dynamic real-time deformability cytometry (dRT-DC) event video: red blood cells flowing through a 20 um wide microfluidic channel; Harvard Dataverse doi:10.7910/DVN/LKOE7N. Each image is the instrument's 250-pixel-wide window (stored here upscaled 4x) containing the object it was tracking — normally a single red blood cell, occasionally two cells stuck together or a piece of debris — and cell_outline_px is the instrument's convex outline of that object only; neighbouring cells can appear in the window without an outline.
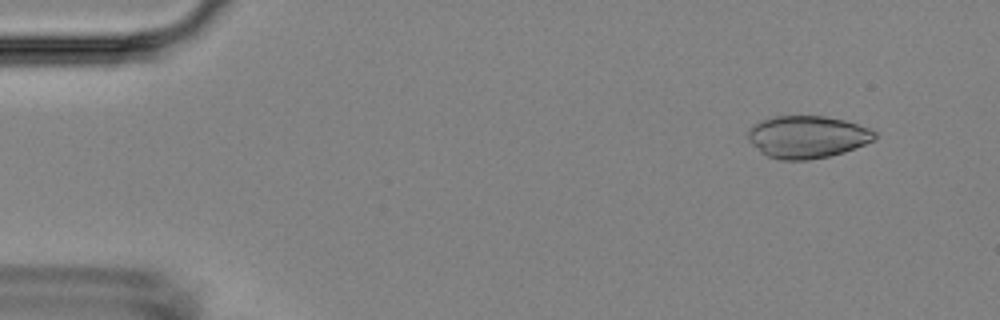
{"species": "Egyptian fruit bat (a non-hibernating species)", "species_latin": "Rousettus aegyptiacus", "temperature_condition": "room temperature", "stored_images_in_passage": 28, "camera_frame_rate_fps": 3000, "um_per_image_px": 0.085, "animal": {"sex": "female"}, "frame": {"image": 1, "passage_image": 3, "time_ms": 0.667, "image_size_px": [1000, 320], "cell_outline_px": [[876, 136], [872, 140], [856, 148], [844, 152], [828, 156], [808, 160], [780, 160], [768, 156], [752, 144], [748, 140], [748, 132], [756, 124], [764, 120], [776, 116], [824, 116], [844, 120], [872, 128], [876, 132]], "centroid_in_image_um": [68.66, 11.64], "position_along_channel_um": 16.3, "area_um2": 30.98}}
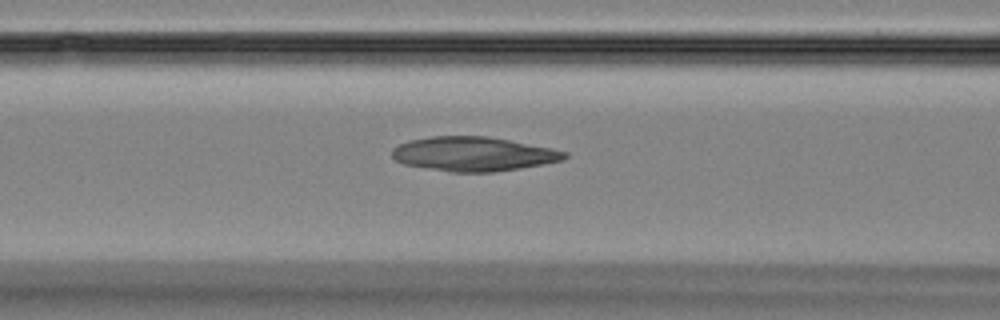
{"frame": {"image": 2, "passage_image": 20, "time_ms": 6.333, "image_size_px": [1000, 320], "cell_outline_px": [[568, 156], [564, 160], [544, 164], [520, 168], [492, 172], [448, 172], [404, 164], [396, 160], [392, 156], [392, 148], [408, 140], [432, 136], [484, 136], [508, 140], [552, 148], [568, 152]], "centroid_in_image_um": [40.24, 13.09], "position_along_channel_um": 126.4, "area_um2": 34.45}}
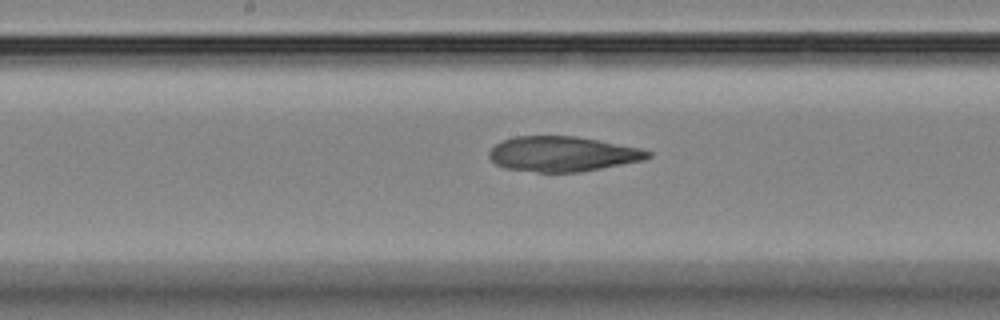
{"frame": {"image": 3, "passage_image": 26, "time_ms": 8.333, "image_size_px": [1000, 320], "cell_outline_px": [[652, 156], [644, 160], [580, 172], [536, 172], [504, 168], [496, 164], [488, 156], [488, 152], [496, 144], [504, 140], [516, 136], [576, 136], [640, 148], [652, 152]], "centroid_in_image_um": [47.81, 13.09], "position_along_channel_um": 200.4, "area_um2": 32.37}}